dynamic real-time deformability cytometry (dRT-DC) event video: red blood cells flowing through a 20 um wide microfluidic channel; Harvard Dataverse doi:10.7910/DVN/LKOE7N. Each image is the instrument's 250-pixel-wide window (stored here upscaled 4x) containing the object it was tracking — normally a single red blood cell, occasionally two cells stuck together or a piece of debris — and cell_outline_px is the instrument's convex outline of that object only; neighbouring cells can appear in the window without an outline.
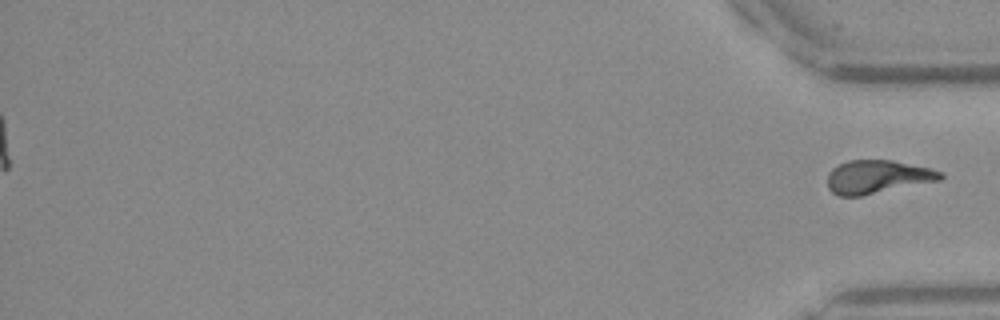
{"species": "Egyptian fruit bat (a non-hibernating species)", "species_latin": "Rousettus aegyptiacus", "temperature_condition": "warm", "stored_images_in_passage": 51, "segment_of_instrument_passage": [2, 2], "camera_frame_rate_fps": 3000, "um_per_image_px": 0.085, "frame": {"image": 1, "passage_image": 51, "time_ms": 16.667, "image_size_px": [1000, 320], "cell_outline_px": [[944, 176], [940, 180], [860, 196], [840, 196], [832, 192], [828, 188], [828, 172], [832, 168], [848, 160], [892, 160], [928, 168], [944, 172]], "centroid_in_image_um": [74.57, 15.03], "position_along_channel_um": 360.6, "area_um2": 21.79}}